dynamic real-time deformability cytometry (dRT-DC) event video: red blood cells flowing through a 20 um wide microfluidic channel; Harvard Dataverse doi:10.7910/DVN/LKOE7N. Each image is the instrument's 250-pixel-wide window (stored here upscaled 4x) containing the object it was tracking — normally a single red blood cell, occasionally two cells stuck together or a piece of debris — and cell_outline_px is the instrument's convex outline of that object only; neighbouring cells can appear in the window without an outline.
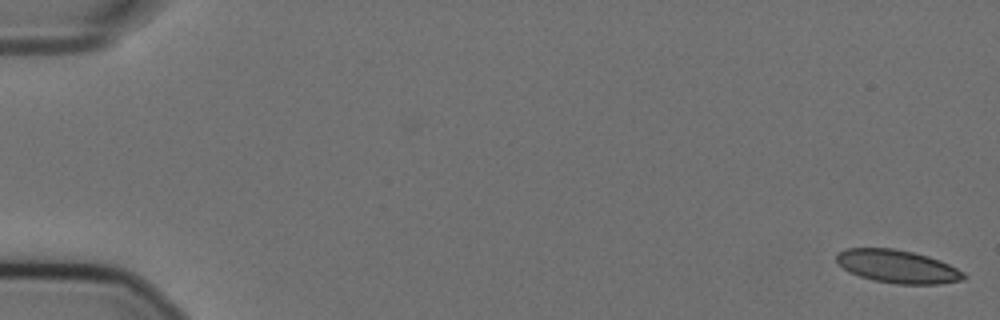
{"species": "Egyptian fruit bat (a non-hibernating species)", "species_latin": "Rousettus aegyptiacus", "temperature_condition": "cold", "stored_images_in_passage": 57, "camera_frame_rate_fps": 3000, "um_per_image_px": 0.085, "animal": {"sex": "female"}, "frame": {"image": 1, "passage_image": 1, "time_ms": 0.0, "image_size_px": [1000, 320], "cell_outline_px": [[968, 276], [964, 280], [940, 284], [896, 284], [872, 280], [848, 272], [836, 260], [836, 252], [844, 248], [892, 248], [912, 252], [928, 256], [940, 260], [964, 272]], "centroid_in_image_um": [76.29, 22.65], "position_along_channel_um": 8.7, "area_um2": 24.68}}
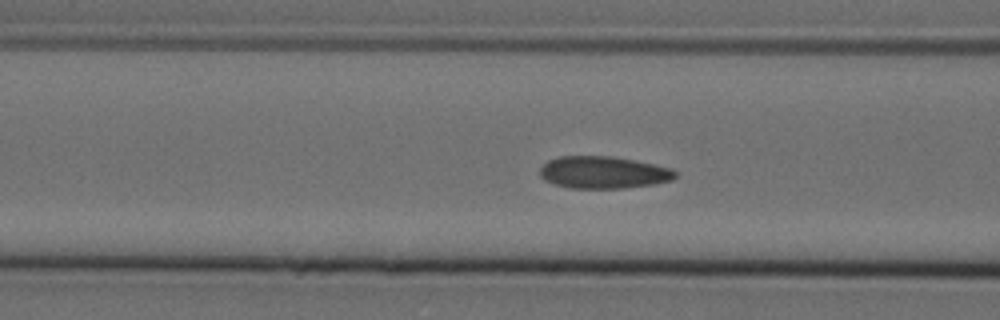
{"frame": {"image": 2, "passage_image": 23, "time_ms": 7.333, "image_size_px": [1000, 320], "cell_outline_px": [[676, 176], [672, 180], [652, 184], [624, 188], [568, 188], [544, 180], [540, 176], [540, 168], [548, 160], [560, 156], [612, 156], [672, 168], [676, 172]], "centroid_in_image_um": [51.26, 14.65], "position_along_channel_um": 115.3, "area_um2": 25.26}}
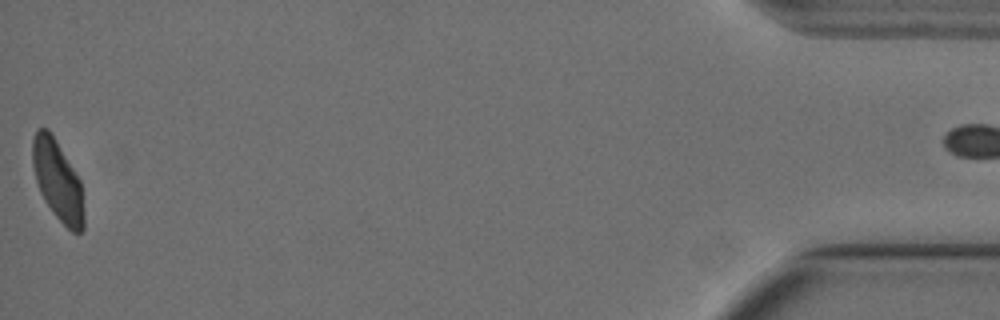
{"frame": {"image": 3, "passage_image": 57, "time_ms": 18.667, "image_size_px": [1000, 320], "cell_outline_px": [[84, 228], [80, 232], [72, 232], [52, 212], [44, 200], [40, 192], [36, 180], [32, 164], [32, 140], [36, 128], [48, 128], [80, 180], [84, 212]], "centroid_in_image_um": [4.88, 15.35], "position_along_channel_um": 430.3, "area_um2": 23.81}, "authors_computed_cell_mechanics": {"area_um2": 25.0274, "velocity_mm_per_s": 3.5716, "shape_relaxation_time_tau1_ms": 8.7557, "shape_relaxation_time_tau2_ms": 1.1193, "deformation_change_tau1": 0.1913, "deformation_change_tau2": 0.0704}}